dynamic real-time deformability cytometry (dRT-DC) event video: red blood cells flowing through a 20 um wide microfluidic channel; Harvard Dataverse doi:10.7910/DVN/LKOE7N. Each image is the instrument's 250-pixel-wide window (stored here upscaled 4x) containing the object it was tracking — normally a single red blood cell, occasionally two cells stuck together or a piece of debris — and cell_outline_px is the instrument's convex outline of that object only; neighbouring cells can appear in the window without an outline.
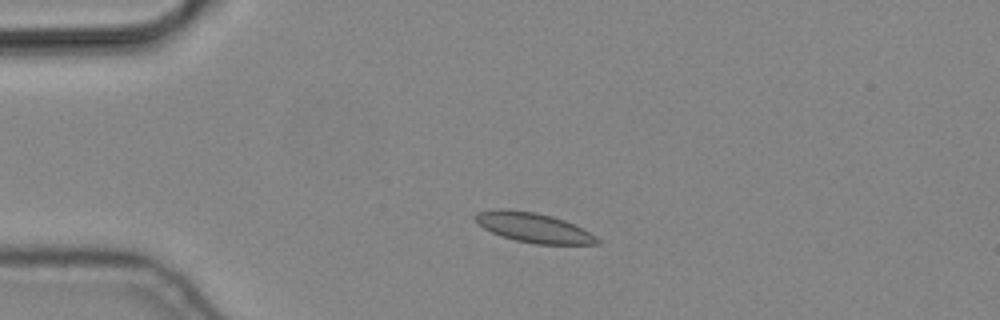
{"species": "common noctule bat (a hibernating species)", "species_latin": "Nyctalus noctula", "temperature_condition": "cold", "stored_images_in_passage": 4, "camera_frame_rate_fps": 3000, "um_per_image_px": 0.085, "animal": {"sex": "male", "body_mass_g": 19.2, "forearm_length_mm": 51.8}, "frame": {"image": 1, "passage_image": 3, "time_ms": 0.667, "image_size_px": [1000, 320], "cell_outline_px": [[600, 244], [536, 244], [516, 240], [492, 232], [484, 228], [472, 216], [476, 212], [500, 208], [504, 208], [536, 212], [552, 216], [564, 220], [596, 236], [600, 240]], "centroid_in_image_um": [45.33, 19.33], "position_along_channel_um": 39.7, "area_um2": 20.87}}